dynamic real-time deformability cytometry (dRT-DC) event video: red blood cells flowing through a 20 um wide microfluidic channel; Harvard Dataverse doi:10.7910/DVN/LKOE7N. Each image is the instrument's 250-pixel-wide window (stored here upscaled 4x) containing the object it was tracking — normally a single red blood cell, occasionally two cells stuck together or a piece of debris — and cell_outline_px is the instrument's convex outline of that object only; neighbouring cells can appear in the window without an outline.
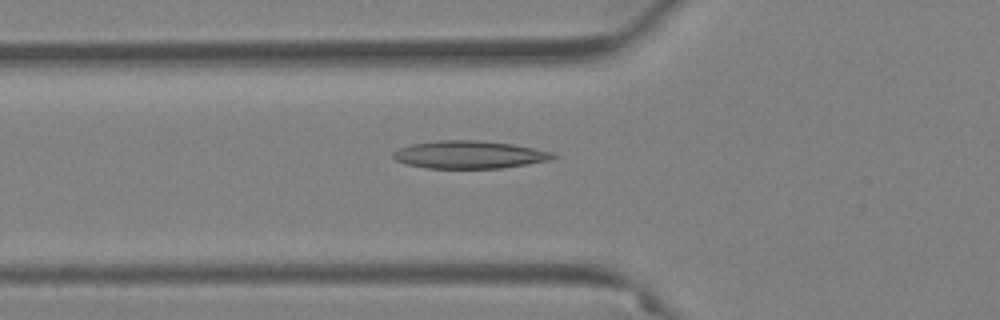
{"species": "Egyptian fruit bat (a non-hibernating species)", "species_latin": "Rousettus aegyptiacus", "temperature_condition": "warm", "stored_images_in_passage": 40, "camera_frame_rate_fps": 3000, "um_per_image_px": 0.085, "animal": {"sex": "female"}, "frame": {"image": 1, "passage_image": 4, "time_ms": 1.0, "image_size_px": [1000, 320], "cell_outline_px": [[560, 156], [548, 160], [500, 168], [424, 168], [408, 164], [396, 160], [392, 156], [392, 152], [400, 148], [412, 144], [440, 140], [476, 140], [512, 144], [552, 152]], "centroid_in_image_um": [39.87, 13.14], "position_along_channel_um": 85.9, "area_um2": 25.55}}
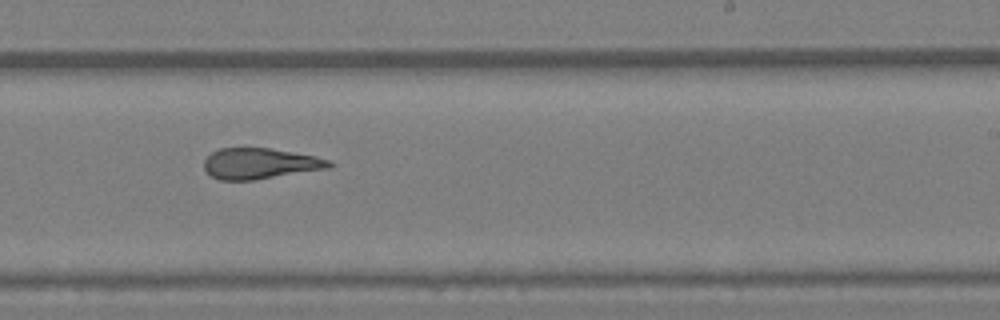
{"frame": {"image": 2, "passage_image": 19, "time_ms": 6.0, "image_size_px": [1000, 320], "cell_outline_px": [[332, 164], [328, 168], [252, 180], [220, 180], [212, 176], [204, 168], [204, 160], [212, 152], [220, 148], [268, 148], [316, 156], [328, 160]], "centroid_in_image_um": [22.06, 13.9], "position_along_channel_um": 266.9, "area_um2": 22.08}}
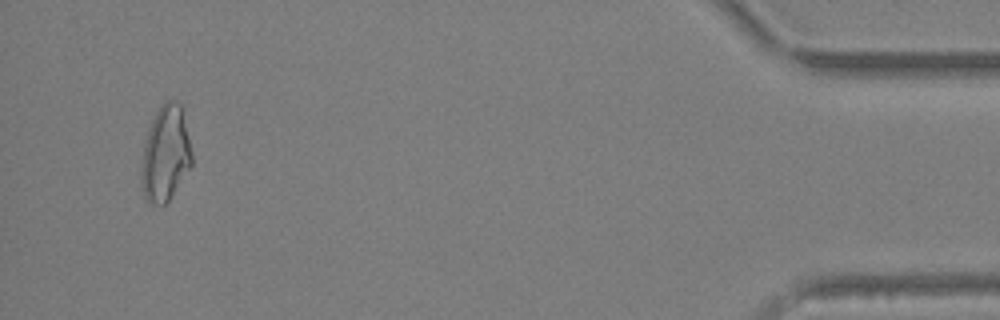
{"frame": {"image": 3, "passage_image": 38, "time_ms": 12.333, "image_size_px": [1000, 320], "cell_outline_px": [[192, 164], [168, 200], [164, 204], [148, 204], [144, 196], [140, 180], [140, 164], [144, 144], [148, 128], [156, 112], [164, 100], [176, 100], [180, 104], [192, 152]], "centroid_in_image_um": [14.03, 13.07], "position_along_channel_um": 421.2, "area_um2": 28.03}, "authors_computed_cell_mechanics": {"area_um2": 23.7558, "velocity_mm_per_s": 3.6169, "shape_relaxation_time_tau1_ms": null, "shape_relaxation_time_tau2_ms": 3.0838, "deformation_change_tau1": null, "deformation_change_tau2": 0.12}}